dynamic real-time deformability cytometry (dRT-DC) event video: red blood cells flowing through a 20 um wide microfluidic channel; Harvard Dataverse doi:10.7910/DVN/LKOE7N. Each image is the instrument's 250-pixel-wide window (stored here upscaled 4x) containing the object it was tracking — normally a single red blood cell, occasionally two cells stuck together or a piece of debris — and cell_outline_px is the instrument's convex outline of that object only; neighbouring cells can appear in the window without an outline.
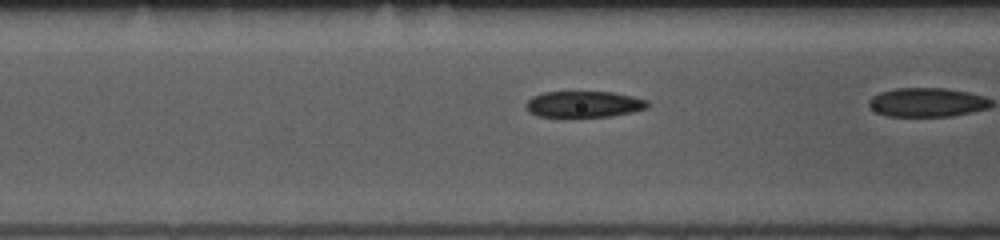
{"species": "common noctule bat (a hibernating species)", "species_latin": "Nyctalus noctula", "temperature_condition": "room temperature", "stored_images_in_passage": 36, "camera_frame_rate_fps": 3000, "um_per_image_px": 0.085, "animal": {"sex": "female", "body_mass_g": 10.0, "forearm_length_mm": 53.1}, "frame": {"image": 1, "passage_image": 18, "time_ms": 5.667, "image_size_px": [1000, 240], "cell_outline_px": [[648, 108], [632, 112], [612, 116], [540, 116], [528, 112], [524, 104], [532, 96], [544, 92], [612, 92], [632, 96], [648, 100]], "centroid_in_image_um": [49.63, 8.85], "position_along_channel_um": 117.0, "area_um2": 18.5}}
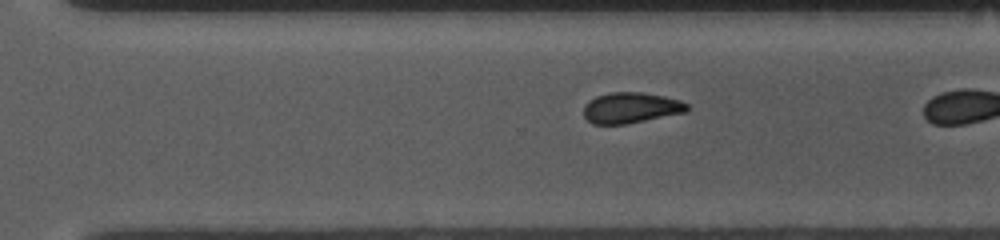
{"frame": {"image": 2, "passage_image": 34, "time_ms": 11.0, "image_size_px": [1000, 240], "cell_outline_px": [[692, 108], [688, 112], [628, 124], [592, 124], [584, 116], [584, 104], [588, 100], [596, 96], [612, 92], [644, 92], [664, 96], [680, 100], [688, 104]], "centroid_in_image_um": [53.67, 9.16], "position_along_channel_um": 316.9, "area_um2": 18.9}}